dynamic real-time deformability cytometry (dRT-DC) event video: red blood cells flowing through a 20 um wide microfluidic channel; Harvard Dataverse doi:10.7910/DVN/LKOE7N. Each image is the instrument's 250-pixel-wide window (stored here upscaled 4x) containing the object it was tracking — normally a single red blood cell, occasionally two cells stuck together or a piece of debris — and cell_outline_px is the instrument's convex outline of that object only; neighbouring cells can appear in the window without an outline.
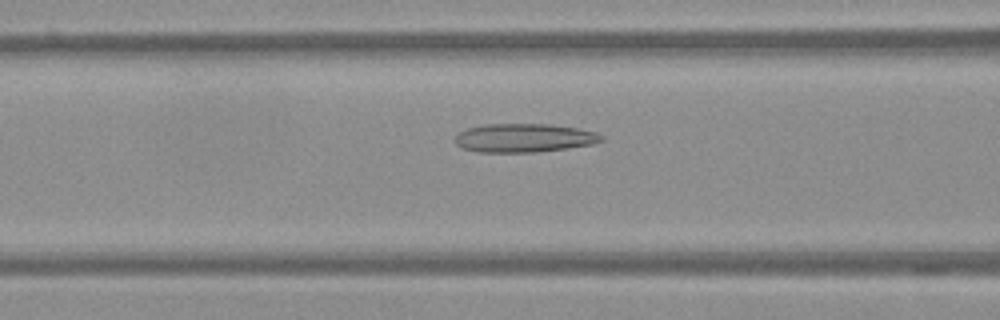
{"species": "Egyptian fruit bat (a non-hibernating species)", "species_latin": "Rousettus aegyptiacus", "temperature_condition": "warm", "stored_images_in_passage": 55, "camera_frame_rate_fps": 3000, "um_per_image_px": 0.085, "frame": {"image": 1, "passage_image": 22, "time_ms": 7.0, "image_size_px": [1000, 320], "cell_outline_px": [[604, 140], [592, 144], [568, 148], [536, 152], [476, 152], [460, 148], [456, 144], [456, 136], [460, 132], [468, 128], [484, 124], [548, 124], [576, 128], [596, 132], [604, 136]], "centroid_in_image_um": [44.54, 11.73], "position_along_channel_um": 122.1, "area_um2": 24.45}}
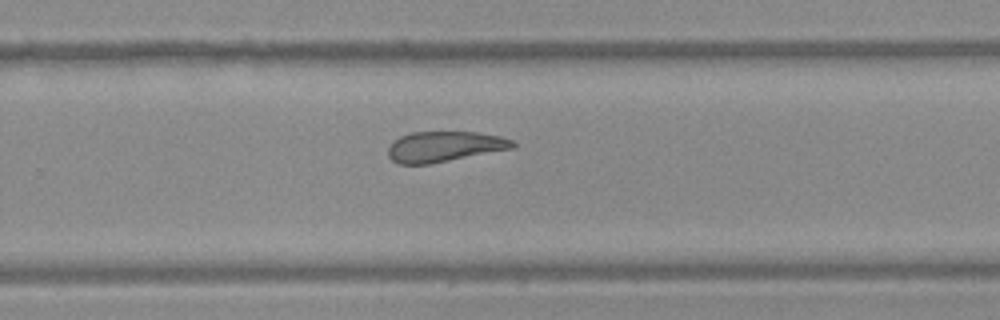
{"frame": {"image": 2, "passage_image": 36, "time_ms": 11.667, "image_size_px": [1000, 320], "cell_outline_px": [[516, 148], [428, 164], [396, 164], [388, 156], [388, 148], [400, 136], [412, 132], [476, 132], [500, 136], [512, 140], [516, 144]], "centroid_in_image_um": [37.79, 12.46], "position_along_channel_um": 292.0, "area_um2": 22.08}}
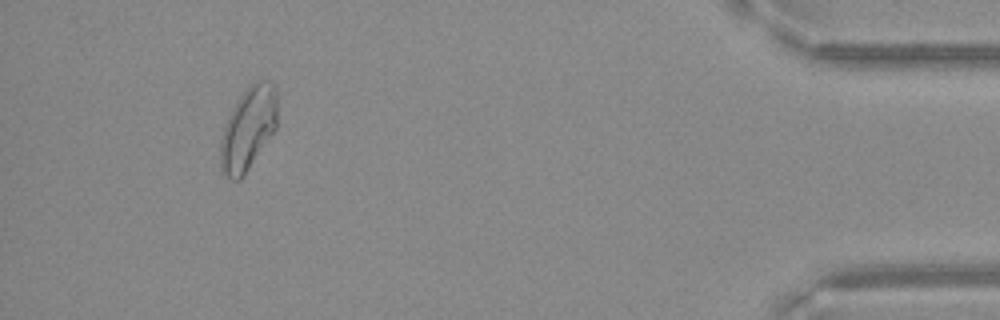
{"frame": {"image": 3, "passage_image": 51, "time_ms": 16.667, "image_size_px": [1000, 320], "cell_outline_px": [[276, 128], [244, 176], [240, 180], [232, 180], [220, 168], [220, 140], [228, 116], [232, 108], [240, 96], [256, 80], [268, 80], [276, 84]], "centroid_in_image_um": [21.1, 10.93], "position_along_channel_um": 414.1, "area_um2": 27.4}}